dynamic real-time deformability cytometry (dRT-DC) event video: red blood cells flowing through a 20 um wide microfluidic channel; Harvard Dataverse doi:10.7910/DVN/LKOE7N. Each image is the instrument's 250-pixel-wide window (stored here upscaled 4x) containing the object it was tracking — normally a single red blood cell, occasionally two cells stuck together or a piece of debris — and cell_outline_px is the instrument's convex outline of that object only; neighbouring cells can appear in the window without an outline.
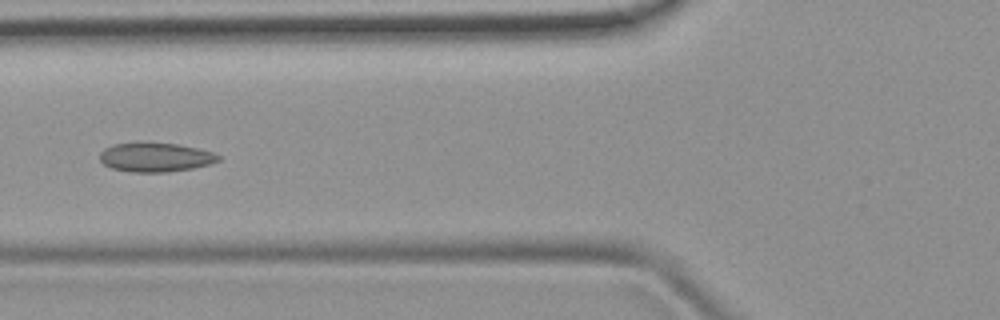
{"species": "common noctule bat (a hibernating species)", "species_latin": "Nyctalus noctula", "temperature_condition": "room temperature", "stored_images_in_passage": 7, "camera_frame_rate_fps": 3000, "um_per_image_px": 0.085, "animal": {"sex": "female", "body_mass_g": 19.9}, "frame": {"image": 1, "passage_image": 5, "time_ms": 5.667, "image_size_px": [1000, 320], "cell_outline_px": [[220, 160], [208, 164], [192, 168], [168, 172], [132, 172], [112, 168], [104, 164], [100, 160], [100, 152], [104, 148], [112, 144], [176, 144], [196, 148], [212, 152], [220, 156]], "centroid_in_image_um": [13.2, 13.39], "position_along_channel_um": 112.6, "area_um2": 19.59}}
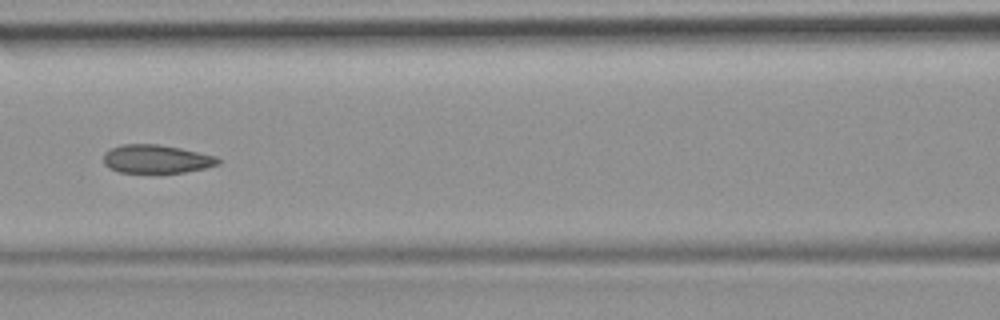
{"frame": {"image": 2, "passage_image": 6, "time_ms": 6.667, "image_size_px": [1000, 320], "cell_outline_px": [[220, 164], [204, 168], [184, 172], [120, 172], [108, 168], [104, 164], [104, 152], [112, 148], [124, 144], [160, 144], [180, 148], [216, 156], [220, 160]], "centroid_in_image_um": [13.29, 13.51], "position_along_channel_um": 153.3, "area_um2": 18.84}}
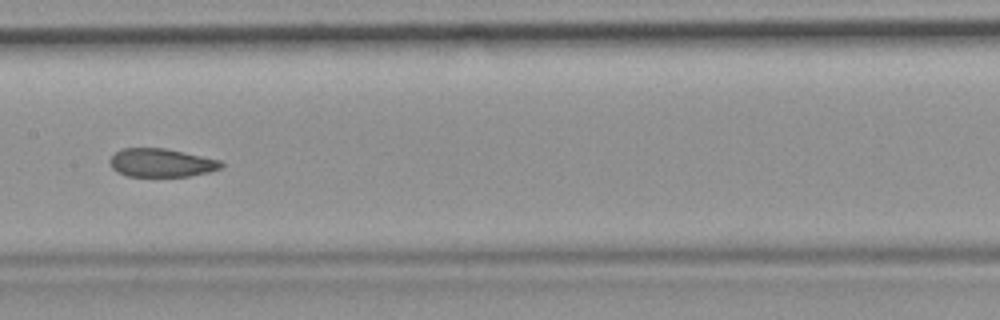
{"frame": {"image": 3, "passage_image": 7, "time_ms": 7.667, "image_size_px": [1000, 320], "cell_outline_px": [[224, 168], [208, 172], [188, 176], [128, 176], [116, 172], [112, 168], [108, 160], [120, 148], [164, 148], [220, 160], [224, 164]], "centroid_in_image_um": [13.7, 13.84], "position_along_channel_um": 193.7, "area_um2": 18.44}}